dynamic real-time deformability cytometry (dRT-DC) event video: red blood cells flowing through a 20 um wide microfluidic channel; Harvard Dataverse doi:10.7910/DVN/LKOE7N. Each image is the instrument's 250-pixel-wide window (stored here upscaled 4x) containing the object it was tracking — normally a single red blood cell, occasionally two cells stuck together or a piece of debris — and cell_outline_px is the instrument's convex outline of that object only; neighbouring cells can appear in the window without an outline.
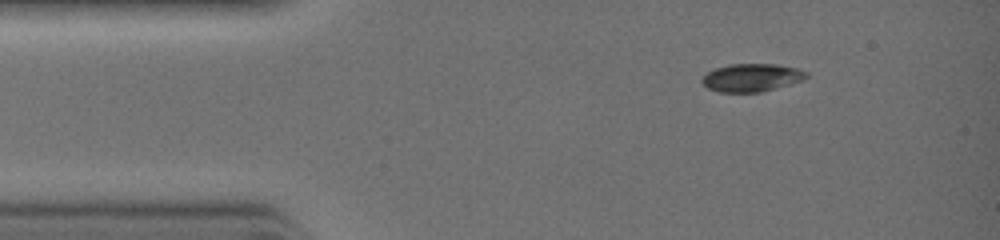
{"species": "common noctule bat (a hibernating species)", "species_latin": "Nyctalus noctula", "temperature_condition": "warm", "stored_images_in_passage": 29, "camera_frame_rate_fps": 3000, "um_per_image_px": 0.085, "animal": {"sex": "female", "body_mass_g": 19.0, "forearm_length_mm": 51.5}, "frame": {"image": 1, "passage_image": 1, "time_ms": 0.0, "image_size_px": [1000, 240], "cell_outline_px": [[808, 76], [804, 80], [760, 92], [720, 92], [708, 88], [700, 80], [708, 72], [716, 68], [728, 64], [776, 64], [796, 68], [808, 72]], "centroid_in_image_um": [63.9, 6.59], "position_along_channel_um": 21.1, "area_um2": 16.88}}
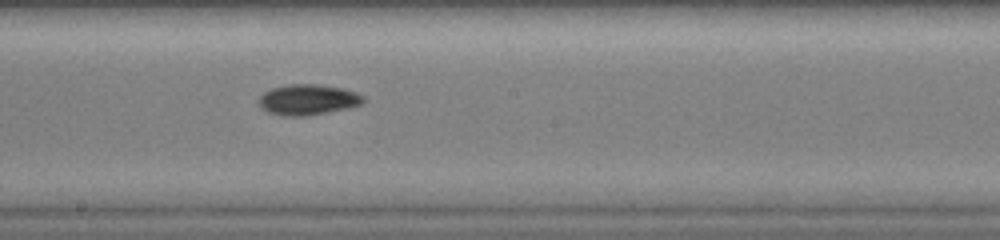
{"frame": {"image": 2, "passage_image": 14, "time_ms": 4.333, "image_size_px": [1000, 240], "cell_outline_px": [[364, 100], [360, 104], [348, 108], [308, 116], [284, 116], [268, 112], [260, 108], [256, 100], [264, 92], [272, 88], [288, 84], [320, 84], [344, 88], [356, 92], [364, 96]], "centroid_in_image_um": [26.14, 8.47], "position_along_channel_um": 222.1, "area_um2": 18.9}}
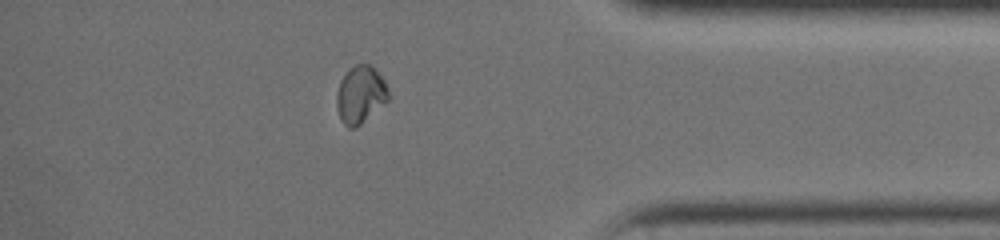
{"frame": {"image": 3, "passage_image": 24, "time_ms": 7.667, "image_size_px": [1000, 240], "cell_outline_px": [[388, 100], [356, 128], [348, 128], [344, 124], [340, 116], [336, 104], [336, 92], [340, 80], [356, 64], [368, 64], [376, 68], [384, 80], [388, 88]], "centroid_in_image_um": [30.64, 8.04], "position_along_channel_um": 404.6, "area_um2": 17.17}}